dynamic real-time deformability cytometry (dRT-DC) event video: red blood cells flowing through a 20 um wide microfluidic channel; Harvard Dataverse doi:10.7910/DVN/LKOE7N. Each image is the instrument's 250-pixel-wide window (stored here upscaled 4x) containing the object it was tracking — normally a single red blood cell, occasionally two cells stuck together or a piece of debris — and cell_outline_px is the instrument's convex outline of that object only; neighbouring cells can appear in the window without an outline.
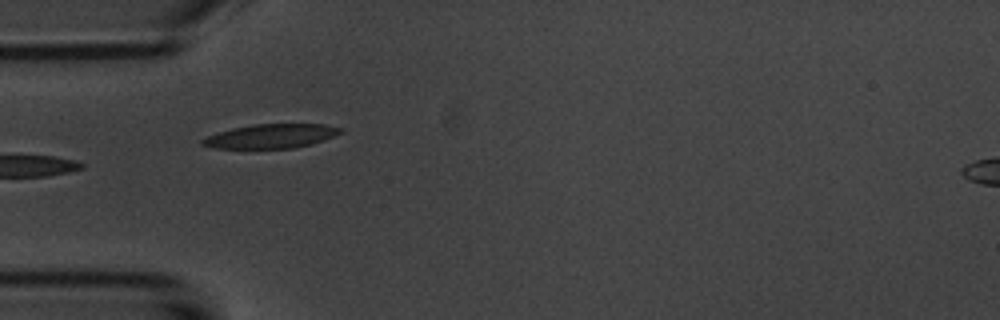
{"species": "common noctule bat (a hibernating species)", "species_latin": "Nyctalus noctula", "temperature_condition": "room temperature", "stored_images_in_passage": 11, "camera_frame_rate_fps": 3000, "um_per_image_px": 0.085, "animal": {"sex": "male", "body_mass_g": 20.1, "forearm_length_mm": 53.5}, "frame": {"image": 1, "passage_image": 5, "time_ms": 5.333, "image_size_px": [1000, 320], "cell_outline_px": [[344, 132], [324, 140], [312, 144], [296, 148], [212, 148], [200, 144], [200, 140], [208, 136], [232, 128], [252, 124], [324, 124], [344, 128]], "centroid_in_image_um": [23.08, 11.57], "position_along_channel_um": 61.9, "area_um2": 19.54}}
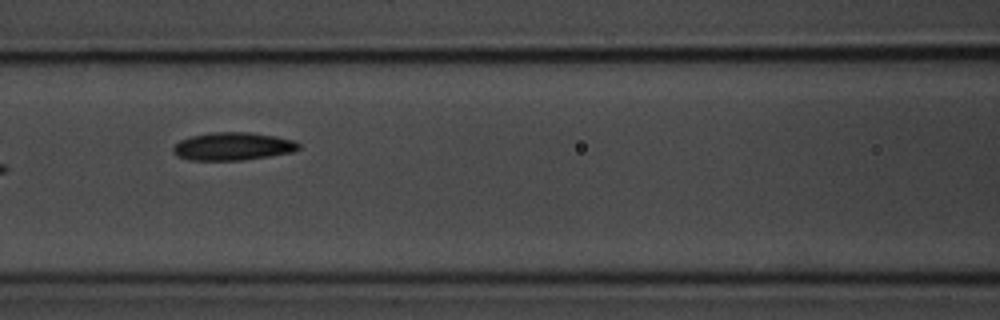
{"frame": {"image": 2, "passage_image": 7, "time_ms": 7.667, "image_size_px": [1000, 320], "cell_outline_px": [[300, 148], [292, 152], [272, 156], [240, 160], [188, 160], [176, 156], [172, 152], [172, 148], [180, 140], [192, 136], [212, 132], [248, 132], [276, 136], [296, 140], [300, 144]], "centroid_in_image_um": [19.8, 12.44], "position_along_channel_um": 146.8, "area_um2": 20.58}}
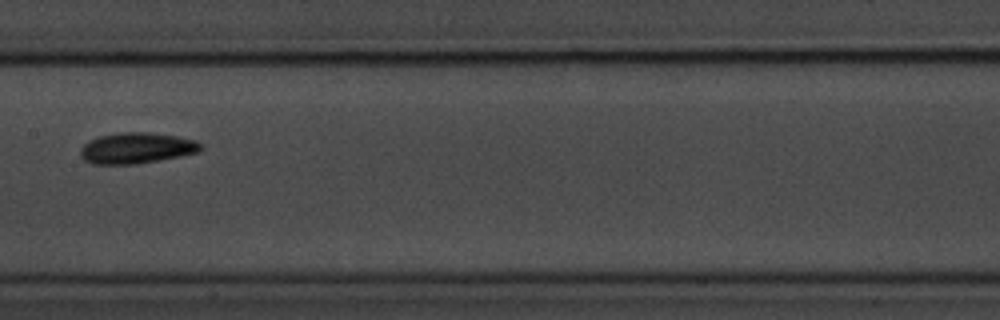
{"frame": {"image": 3, "passage_image": 8, "time_ms": 9.0, "image_size_px": [1000, 320], "cell_outline_px": [[204, 148], [200, 152], [180, 156], [136, 164], [92, 164], [84, 160], [80, 156], [80, 148], [88, 140], [96, 136], [120, 132], [148, 132], [176, 136], [196, 140], [204, 144]], "centroid_in_image_um": [11.61, 12.58], "position_along_channel_um": 195.8, "area_um2": 22.02}}